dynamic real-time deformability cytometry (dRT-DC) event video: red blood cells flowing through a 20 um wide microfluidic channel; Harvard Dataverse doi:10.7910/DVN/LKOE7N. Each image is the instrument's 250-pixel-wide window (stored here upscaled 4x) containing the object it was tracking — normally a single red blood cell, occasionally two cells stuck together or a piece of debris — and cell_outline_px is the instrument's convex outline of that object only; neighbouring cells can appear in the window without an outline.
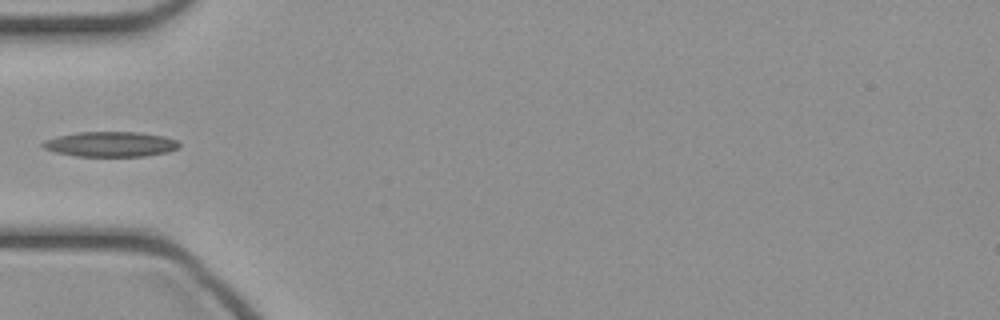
{"species": "common noctule bat (a hibernating species)", "species_latin": "Nyctalus noctula", "temperature_condition": "cold", "stored_images_in_passage": 31, "camera_frame_rate_fps": 3000, "um_per_image_px": 0.085, "animal": {"sex": "female", "body_mass_g": 21.9}, "frame": {"image": 1, "passage_image": 1, "time_ms": 0.0, "image_size_px": [1000, 320], "cell_outline_px": [[180, 148], [168, 152], [144, 156], [76, 156], [56, 152], [44, 148], [40, 144], [44, 140], [56, 136], [80, 132], [140, 132], [164, 136], [176, 140], [180, 144]], "centroid_in_image_um": [9.41, 12.25], "position_along_channel_um": 75.6, "area_um2": 20.0}}
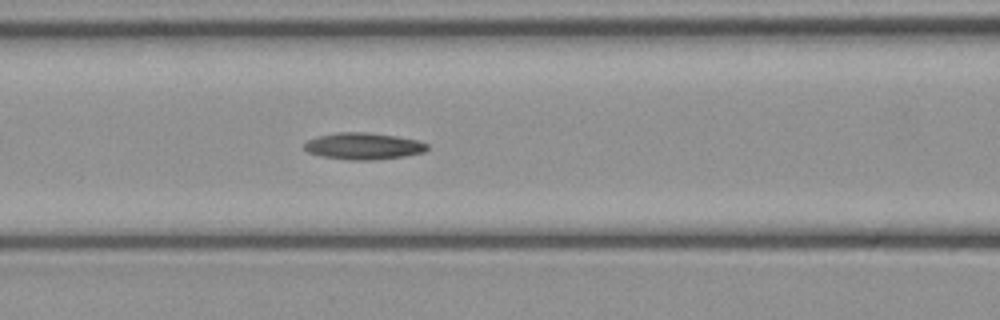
{"frame": {"image": 2, "passage_image": 5, "time_ms": 1.333, "image_size_px": [1000, 320], "cell_outline_px": [[428, 148], [424, 152], [404, 156], [376, 160], [348, 160], [320, 156], [308, 152], [304, 148], [304, 144], [308, 140], [320, 136], [336, 132], [368, 132], [396, 136], [420, 140], [428, 144]], "centroid_in_image_um": [30.91, 12.42], "position_along_channel_um": 135.7, "area_um2": 19.25}}
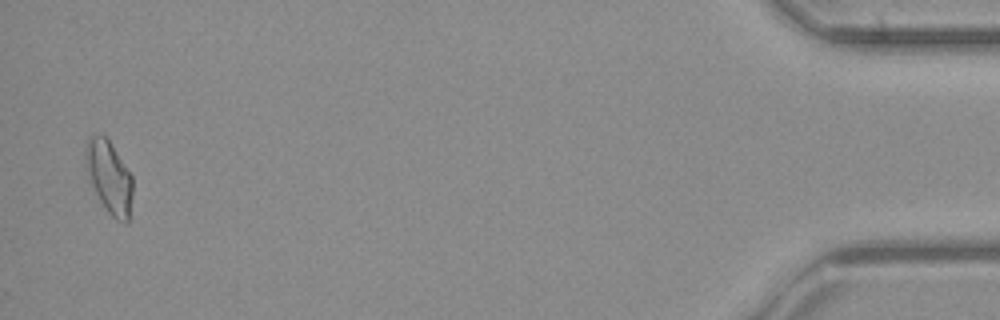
{"frame": {"image": 3, "passage_image": 31, "time_ms": 10.0, "image_size_px": [1000, 320], "cell_outline_px": [[132, 196], [128, 224], [124, 224], [116, 220], [108, 212], [100, 200], [88, 180], [84, 164], [84, 148], [92, 132], [104, 136], [108, 140], [132, 176]], "centroid_in_image_um": [9.24, 15.05], "position_along_channel_um": 426.0, "area_um2": 20.11}}